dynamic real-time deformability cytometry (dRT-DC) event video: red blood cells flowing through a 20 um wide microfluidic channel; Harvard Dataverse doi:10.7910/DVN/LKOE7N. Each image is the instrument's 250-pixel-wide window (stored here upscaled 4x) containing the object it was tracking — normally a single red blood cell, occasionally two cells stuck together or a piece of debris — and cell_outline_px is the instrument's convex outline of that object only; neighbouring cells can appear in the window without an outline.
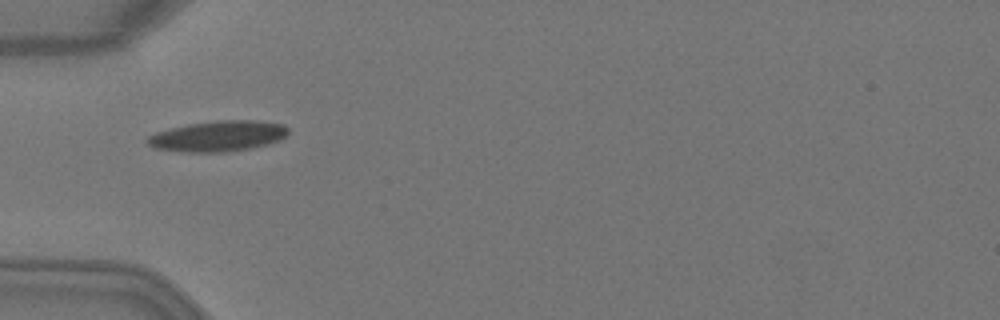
{"species": "Egyptian fruit bat (a non-hibernating species)", "species_latin": "Rousettus aegyptiacus", "temperature_condition": "warm", "stored_images_in_passage": 4, "camera_frame_rate_fps": 3000, "um_per_image_px": 0.085, "animal": {"sex": "female"}, "frame": {"image": 1, "passage_image": 4, "time_ms": 1.0, "image_size_px": [1000, 320], "cell_outline_px": [[288, 132], [280, 140], [268, 144], [248, 148], [224, 152], [188, 152], [152, 148], [144, 140], [148, 136], [156, 132], [188, 124], [220, 120], [256, 120], [284, 124], [288, 128]], "centroid_in_image_um": [18.52, 11.56], "position_along_channel_um": 66.5, "area_um2": 25.09}}